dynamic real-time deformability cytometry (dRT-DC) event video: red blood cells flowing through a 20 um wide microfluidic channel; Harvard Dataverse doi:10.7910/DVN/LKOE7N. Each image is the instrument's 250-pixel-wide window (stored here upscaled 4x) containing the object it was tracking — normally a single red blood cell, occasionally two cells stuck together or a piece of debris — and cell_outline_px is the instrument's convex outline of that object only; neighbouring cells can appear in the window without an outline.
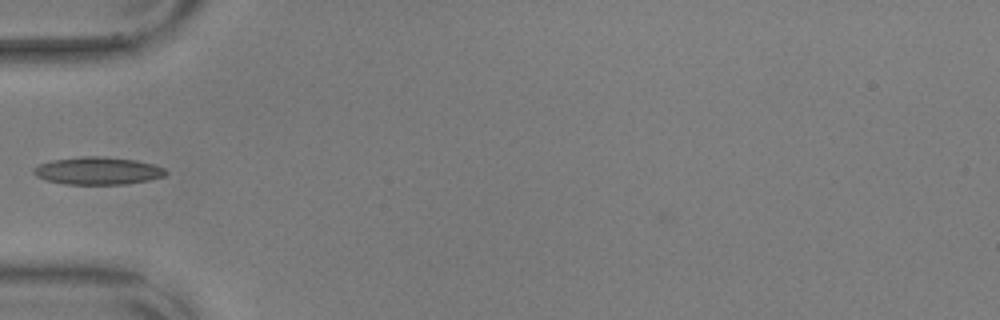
{"species": "common noctule bat (a hibernating species)", "species_latin": "Nyctalus noctula", "temperature_condition": "warm", "stored_images_in_passage": 38, "camera_frame_rate_fps": 3000, "um_per_image_px": 0.085, "animal": {"sex": "male", "body_mass_g": 17.9, "forearm_length_mm": 54.2}, "frame": {"image": 1, "passage_image": 1, "time_ms": 0.0, "image_size_px": [1000, 320], "cell_outline_px": [[168, 172], [164, 176], [148, 180], [124, 184], [64, 184], [44, 180], [36, 176], [32, 172], [32, 168], [40, 164], [52, 160], [80, 156], [104, 156], [136, 160], [152, 164], [164, 168]], "centroid_in_image_um": [8.27, 14.51], "position_along_channel_um": 76.7, "area_um2": 21.33}}
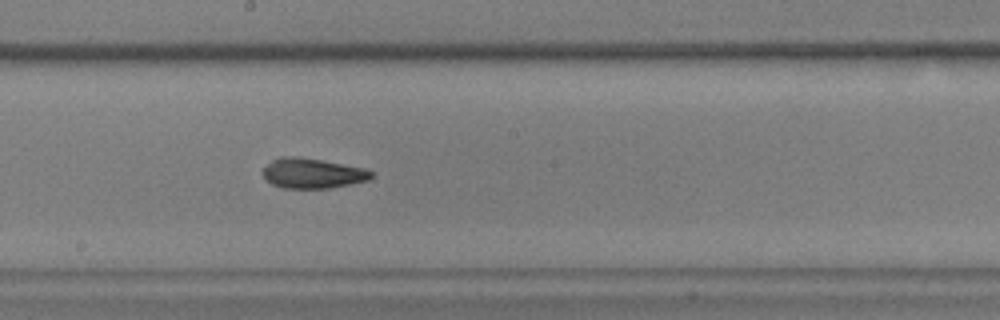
{"frame": {"image": 2, "passage_image": 13, "time_ms": 4.0, "image_size_px": [1000, 320], "cell_outline_px": [[372, 176], [368, 180], [328, 188], [284, 188], [272, 184], [264, 176], [264, 168], [272, 160], [280, 156], [296, 156], [320, 160], [364, 168], [372, 172]], "centroid_in_image_um": [26.54, 14.72], "position_along_channel_um": 221.7, "area_um2": 18.61}}
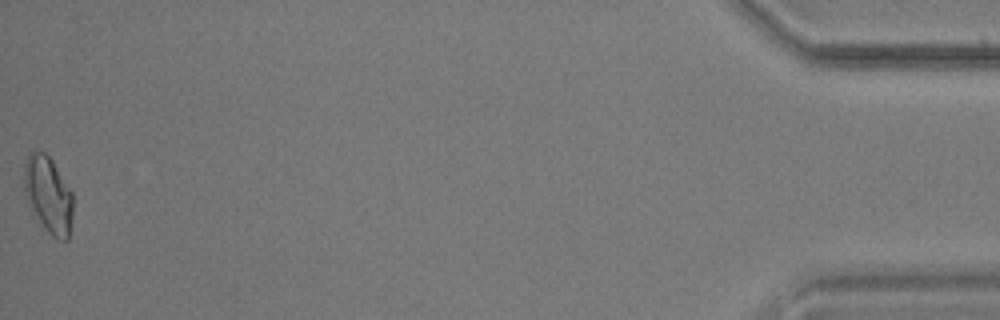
{"frame": {"image": 3, "passage_image": 38, "time_ms": 12.333, "image_size_px": [1000, 320], "cell_outline_px": [[72, 216], [68, 240], [60, 240], [52, 236], [48, 232], [28, 204], [24, 192], [24, 164], [28, 156], [32, 152], [44, 152], [52, 160], [72, 192]], "centroid_in_image_um": [4.1, 16.56], "position_along_channel_um": 431.1, "area_um2": 21.5}}